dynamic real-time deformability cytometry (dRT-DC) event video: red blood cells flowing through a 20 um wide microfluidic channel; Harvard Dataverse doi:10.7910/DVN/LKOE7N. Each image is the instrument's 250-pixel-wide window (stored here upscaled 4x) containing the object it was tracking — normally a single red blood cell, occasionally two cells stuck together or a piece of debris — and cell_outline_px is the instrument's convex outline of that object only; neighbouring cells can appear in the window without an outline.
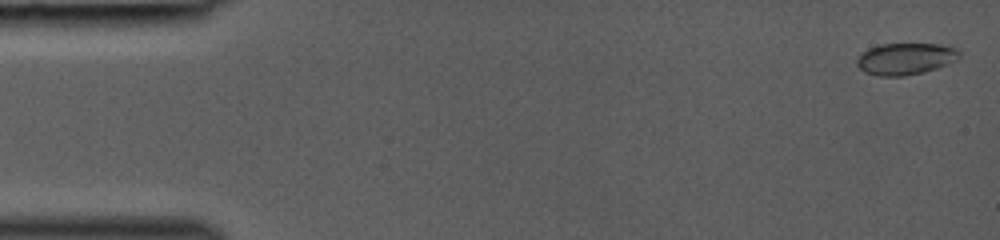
{"species": "common noctule bat (a hibernating species)", "species_latin": "Nyctalus noctula", "temperature_condition": "room temperature", "stored_images_in_passage": 43, "camera_frame_rate_fps": 3000, "um_per_image_px": 0.085, "animal": {"sex": "female", "body_mass_g": 19.0, "forearm_length_mm": 53.3}, "frame": {"image": 1, "passage_image": 1, "time_ms": 0.0, "image_size_px": [1000, 240], "cell_outline_px": [[960, 60], [924, 72], [904, 76], [880, 76], [864, 72], [856, 64], [856, 60], [868, 48], [880, 44], [948, 44], [956, 48], [960, 52]], "centroid_in_image_um": [77.02, 4.99], "position_along_channel_um": 8.0, "area_um2": 19.13}}
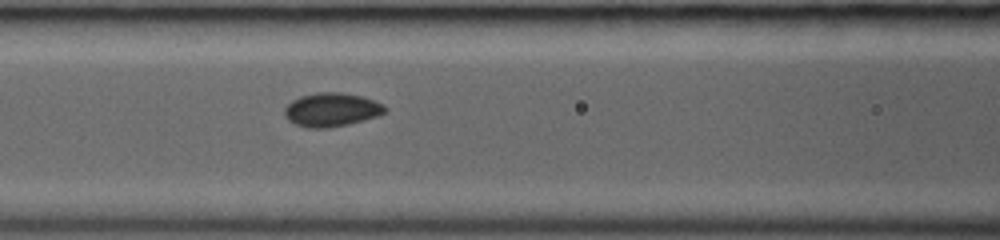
{"frame": {"image": 2, "passage_image": 19, "time_ms": 6.0, "image_size_px": [1000, 240], "cell_outline_px": [[388, 112], [364, 120], [348, 124], [328, 128], [308, 128], [296, 124], [288, 120], [284, 116], [284, 108], [292, 100], [300, 96], [316, 92], [340, 92], [360, 96], [384, 104], [388, 108]], "centroid_in_image_um": [28.18, 9.32], "position_along_channel_um": 138.4, "area_um2": 19.83}}
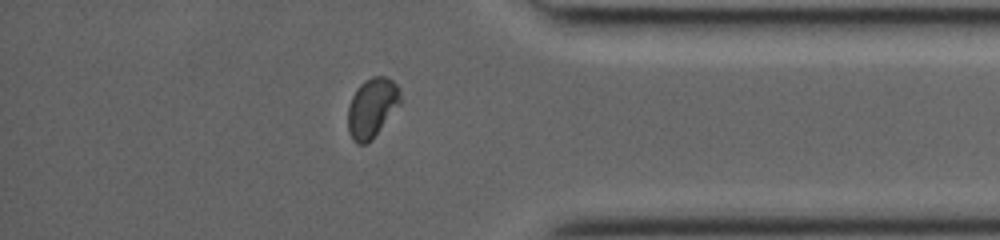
{"frame": {"image": 3, "passage_image": 37, "time_ms": 12.0, "image_size_px": [1000, 240], "cell_outline_px": [[400, 104], [372, 140], [364, 144], [356, 144], [352, 140], [348, 132], [348, 108], [352, 96], [356, 88], [364, 80], [372, 76], [384, 76], [392, 80], [400, 88]], "centroid_in_image_um": [31.6, 9.16], "position_along_channel_um": 403.6, "area_um2": 18.32}}